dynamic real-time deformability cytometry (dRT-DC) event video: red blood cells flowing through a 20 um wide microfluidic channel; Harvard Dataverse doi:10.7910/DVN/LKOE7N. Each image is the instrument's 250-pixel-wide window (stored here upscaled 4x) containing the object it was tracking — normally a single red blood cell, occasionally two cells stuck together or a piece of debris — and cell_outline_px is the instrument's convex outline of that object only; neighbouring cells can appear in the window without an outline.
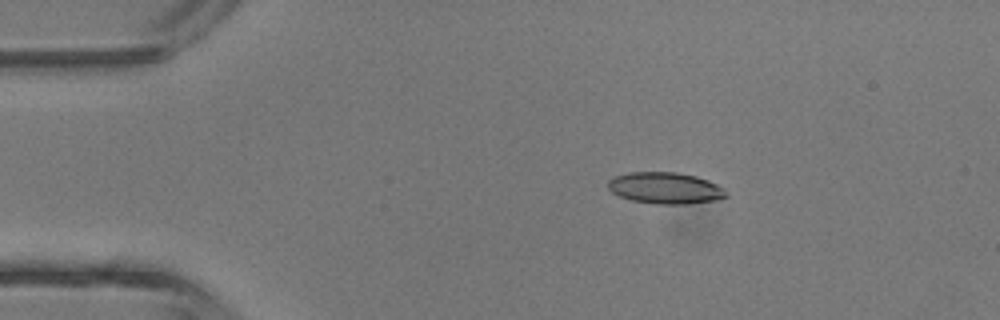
{"species": "common noctule bat (a hibernating species)", "species_latin": "Nyctalus noctula", "temperature_condition": "room temperature", "stored_images_in_passage": 37, "camera_frame_rate_fps": 3000, "um_per_image_px": 0.085, "animal": {"sex": "male", "body_mass_g": 13.3}, "frame": {"image": 1, "passage_image": 2, "time_ms": 0.333, "image_size_px": [1000, 320], "cell_outline_px": [[728, 196], [720, 200], [684, 204], [656, 204], [632, 200], [620, 196], [612, 192], [608, 188], [608, 180], [612, 176], [628, 172], [676, 172], [696, 176], [708, 180], [724, 188]], "centroid_in_image_um": [56.55, 15.98], "position_along_channel_um": 28.4, "area_um2": 21.85}}
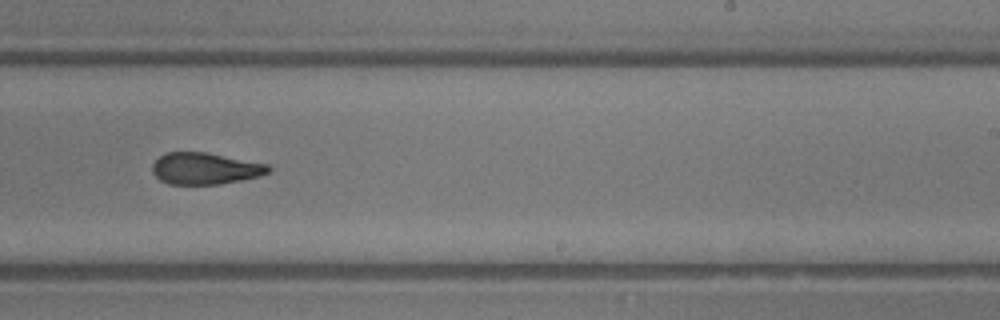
{"frame": {"image": 2, "passage_image": 21, "time_ms": 6.667, "image_size_px": [1000, 320], "cell_outline_px": [[272, 168], [268, 172], [260, 176], [220, 184], [168, 184], [160, 180], [152, 172], [152, 164], [160, 156], [168, 152], [208, 152], [268, 164]], "centroid_in_image_um": [17.44, 14.32], "position_along_channel_um": 271.6, "area_um2": 21.44}}
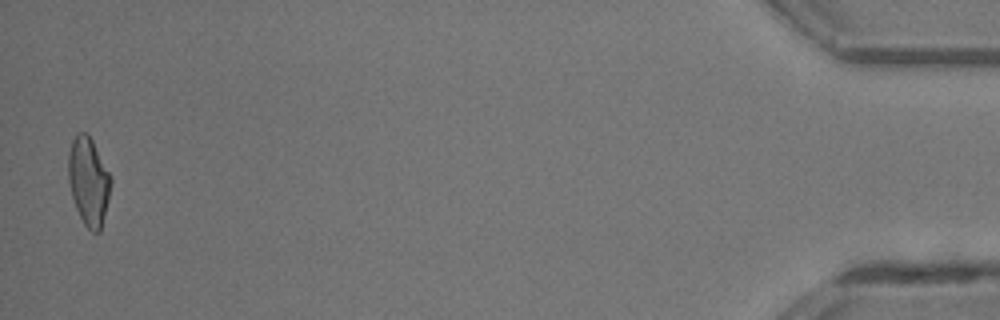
{"frame": {"image": 3, "passage_image": 37, "time_ms": 12.0, "image_size_px": [1000, 320], "cell_outline_px": [[112, 180], [108, 200], [100, 232], [92, 232], [84, 224], [76, 208], [72, 196], [68, 180], [68, 152], [72, 140], [76, 132], [84, 132], [92, 140], [112, 176]], "centroid_in_image_um": [7.53, 15.39], "position_along_channel_um": 427.7, "area_um2": 21.85}, "authors_computed_cell_mechanics": {"area_um2": 21.8484, "velocity_mm_per_s": 4.7525, "shape_relaxation_time_tau1_ms": 6.7231, "shape_relaxation_time_tau2_ms": 2.4317, "deformation_change_tau1": 0.2009, "deformation_change_tau2": 0.1067}}